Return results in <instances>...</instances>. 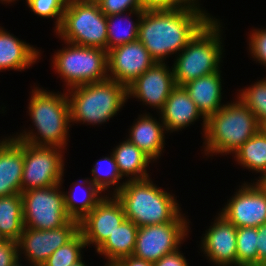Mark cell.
<instances>
[{"instance_id":"obj_43","label":"cell","mask_w":266,"mask_h":266,"mask_svg":"<svg viewBox=\"0 0 266 266\" xmlns=\"http://www.w3.org/2000/svg\"><path fill=\"white\" fill-rule=\"evenodd\" d=\"M87 2H94V3H98L100 0H85Z\"/></svg>"},{"instance_id":"obj_15","label":"cell","mask_w":266,"mask_h":266,"mask_svg":"<svg viewBox=\"0 0 266 266\" xmlns=\"http://www.w3.org/2000/svg\"><path fill=\"white\" fill-rule=\"evenodd\" d=\"M125 219L123 207L116 196L115 201L102 198L79 221V231L82 233L86 245L95 242L98 249Z\"/></svg>"},{"instance_id":"obj_40","label":"cell","mask_w":266,"mask_h":266,"mask_svg":"<svg viewBox=\"0 0 266 266\" xmlns=\"http://www.w3.org/2000/svg\"><path fill=\"white\" fill-rule=\"evenodd\" d=\"M116 264L118 266H154V263L142 260L134 255L123 257L119 259Z\"/></svg>"},{"instance_id":"obj_1","label":"cell","mask_w":266,"mask_h":266,"mask_svg":"<svg viewBox=\"0 0 266 266\" xmlns=\"http://www.w3.org/2000/svg\"><path fill=\"white\" fill-rule=\"evenodd\" d=\"M140 20L138 39L151 57L162 63L165 55L185 48L210 19L188 5L172 10H144Z\"/></svg>"},{"instance_id":"obj_12","label":"cell","mask_w":266,"mask_h":266,"mask_svg":"<svg viewBox=\"0 0 266 266\" xmlns=\"http://www.w3.org/2000/svg\"><path fill=\"white\" fill-rule=\"evenodd\" d=\"M79 232V221L71 219L64 226L50 230L24 227L17 245L23 246L34 266H42L59 247L69 242Z\"/></svg>"},{"instance_id":"obj_35","label":"cell","mask_w":266,"mask_h":266,"mask_svg":"<svg viewBox=\"0 0 266 266\" xmlns=\"http://www.w3.org/2000/svg\"><path fill=\"white\" fill-rule=\"evenodd\" d=\"M17 242L7 240L0 244V266H12L18 261Z\"/></svg>"},{"instance_id":"obj_17","label":"cell","mask_w":266,"mask_h":266,"mask_svg":"<svg viewBox=\"0 0 266 266\" xmlns=\"http://www.w3.org/2000/svg\"><path fill=\"white\" fill-rule=\"evenodd\" d=\"M24 142L18 139L0 143V197L21 194Z\"/></svg>"},{"instance_id":"obj_8","label":"cell","mask_w":266,"mask_h":266,"mask_svg":"<svg viewBox=\"0 0 266 266\" xmlns=\"http://www.w3.org/2000/svg\"><path fill=\"white\" fill-rule=\"evenodd\" d=\"M73 45L55 55V66L70 86L90 84L107 79V51L101 48Z\"/></svg>"},{"instance_id":"obj_36","label":"cell","mask_w":266,"mask_h":266,"mask_svg":"<svg viewBox=\"0 0 266 266\" xmlns=\"http://www.w3.org/2000/svg\"><path fill=\"white\" fill-rule=\"evenodd\" d=\"M250 45L254 56L266 64V30L253 33Z\"/></svg>"},{"instance_id":"obj_28","label":"cell","mask_w":266,"mask_h":266,"mask_svg":"<svg viewBox=\"0 0 266 266\" xmlns=\"http://www.w3.org/2000/svg\"><path fill=\"white\" fill-rule=\"evenodd\" d=\"M85 245L79 231L69 242L53 252L42 266H71L81 260L80 249Z\"/></svg>"},{"instance_id":"obj_45","label":"cell","mask_w":266,"mask_h":266,"mask_svg":"<svg viewBox=\"0 0 266 266\" xmlns=\"http://www.w3.org/2000/svg\"><path fill=\"white\" fill-rule=\"evenodd\" d=\"M261 128L266 132V123Z\"/></svg>"},{"instance_id":"obj_7","label":"cell","mask_w":266,"mask_h":266,"mask_svg":"<svg viewBox=\"0 0 266 266\" xmlns=\"http://www.w3.org/2000/svg\"><path fill=\"white\" fill-rule=\"evenodd\" d=\"M30 113L44 143L36 141L34 135H25L16 139L35 146L62 147L67 136V125L70 121L69 99L64 96L36 90L33 93ZM46 143V144H45Z\"/></svg>"},{"instance_id":"obj_37","label":"cell","mask_w":266,"mask_h":266,"mask_svg":"<svg viewBox=\"0 0 266 266\" xmlns=\"http://www.w3.org/2000/svg\"><path fill=\"white\" fill-rule=\"evenodd\" d=\"M189 1L191 0H142V7L143 10H172L179 8L180 3Z\"/></svg>"},{"instance_id":"obj_2","label":"cell","mask_w":266,"mask_h":266,"mask_svg":"<svg viewBox=\"0 0 266 266\" xmlns=\"http://www.w3.org/2000/svg\"><path fill=\"white\" fill-rule=\"evenodd\" d=\"M116 197L126 215L138 227L164 224L167 222H185L178 215L174 198L153 186L147 179L129 180L116 191Z\"/></svg>"},{"instance_id":"obj_3","label":"cell","mask_w":266,"mask_h":266,"mask_svg":"<svg viewBox=\"0 0 266 266\" xmlns=\"http://www.w3.org/2000/svg\"><path fill=\"white\" fill-rule=\"evenodd\" d=\"M260 128L255 114L241 100L224 106L206 119L207 149L221 153L236 151Z\"/></svg>"},{"instance_id":"obj_22","label":"cell","mask_w":266,"mask_h":266,"mask_svg":"<svg viewBox=\"0 0 266 266\" xmlns=\"http://www.w3.org/2000/svg\"><path fill=\"white\" fill-rule=\"evenodd\" d=\"M37 55L35 49L0 30V70L24 69L35 62Z\"/></svg>"},{"instance_id":"obj_41","label":"cell","mask_w":266,"mask_h":266,"mask_svg":"<svg viewBox=\"0 0 266 266\" xmlns=\"http://www.w3.org/2000/svg\"><path fill=\"white\" fill-rule=\"evenodd\" d=\"M5 241H7L6 238L0 232V244L4 243Z\"/></svg>"},{"instance_id":"obj_16","label":"cell","mask_w":266,"mask_h":266,"mask_svg":"<svg viewBox=\"0 0 266 266\" xmlns=\"http://www.w3.org/2000/svg\"><path fill=\"white\" fill-rule=\"evenodd\" d=\"M176 86L173 70L169 73L164 64L156 62L127 87V94H135L142 101L162 110Z\"/></svg>"},{"instance_id":"obj_39","label":"cell","mask_w":266,"mask_h":266,"mask_svg":"<svg viewBox=\"0 0 266 266\" xmlns=\"http://www.w3.org/2000/svg\"><path fill=\"white\" fill-rule=\"evenodd\" d=\"M257 252H258V266L266 261V223L257 227Z\"/></svg>"},{"instance_id":"obj_29","label":"cell","mask_w":266,"mask_h":266,"mask_svg":"<svg viewBox=\"0 0 266 266\" xmlns=\"http://www.w3.org/2000/svg\"><path fill=\"white\" fill-rule=\"evenodd\" d=\"M240 96L241 101L255 114L262 127L266 123V80L243 91Z\"/></svg>"},{"instance_id":"obj_31","label":"cell","mask_w":266,"mask_h":266,"mask_svg":"<svg viewBox=\"0 0 266 266\" xmlns=\"http://www.w3.org/2000/svg\"><path fill=\"white\" fill-rule=\"evenodd\" d=\"M119 14H113L106 16L107 17V51L117 47L119 45H124L126 43H131L132 41H135L138 39V31H139V24H131L130 22V27L127 29H123L124 31L118 30L115 31L113 26V18H117ZM115 24V23H114ZM133 25V26H132ZM117 27V25H116ZM121 31V32H119Z\"/></svg>"},{"instance_id":"obj_20","label":"cell","mask_w":266,"mask_h":266,"mask_svg":"<svg viewBox=\"0 0 266 266\" xmlns=\"http://www.w3.org/2000/svg\"><path fill=\"white\" fill-rule=\"evenodd\" d=\"M168 130L180 129L193 122L201 112L183 86H176L161 110Z\"/></svg>"},{"instance_id":"obj_30","label":"cell","mask_w":266,"mask_h":266,"mask_svg":"<svg viewBox=\"0 0 266 266\" xmlns=\"http://www.w3.org/2000/svg\"><path fill=\"white\" fill-rule=\"evenodd\" d=\"M91 186L89 187V192L87 198L85 196V200L81 201V206H77L75 203L74 196H66L64 195L65 201V209L71 219H75L77 221L82 220L96 205L102 198H96L97 193L100 192L98 187L89 183Z\"/></svg>"},{"instance_id":"obj_23","label":"cell","mask_w":266,"mask_h":266,"mask_svg":"<svg viewBox=\"0 0 266 266\" xmlns=\"http://www.w3.org/2000/svg\"><path fill=\"white\" fill-rule=\"evenodd\" d=\"M24 230L21 194L0 197V232L6 240L18 241Z\"/></svg>"},{"instance_id":"obj_26","label":"cell","mask_w":266,"mask_h":266,"mask_svg":"<svg viewBox=\"0 0 266 266\" xmlns=\"http://www.w3.org/2000/svg\"><path fill=\"white\" fill-rule=\"evenodd\" d=\"M236 154L245 167L264 172L260 182L266 177V132L262 128L237 149Z\"/></svg>"},{"instance_id":"obj_33","label":"cell","mask_w":266,"mask_h":266,"mask_svg":"<svg viewBox=\"0 0 266 266\" xmlns=\"http://www.w3.org/2000/svg\"><path fill=\"white\" fill-rule=\"evenodd\" d=\"M101 11L106 15L119 14L131 6V12H136L141 17L143 14L142 0H100L98 2ZM133 10V11H132Z\"/></svg>"},{"instance_id":"obj_13","label":"cell","mask_w":266,"mask_h":266,"mask_svg":"<svg viewBox=\"0 0 266 266\" xmlns=\"http://www.w3.org/2000/svg\"><path fill=\"white\" fill-rule=\"evenodd\" d=\"M108 69L112 80L128 87L141 74L151 68L156 61L139 39L119 45L107 51Z\"/></svg>"},{"instance_id":"obj_19","label":"cell","mask_w":266,"mask_h":266,"mask_svg":"<svg viewBox=\"0 0 266 266\" xmlns=\"http://www.w3.org/2000/svg\"><path fill=\"white\" fill-rule=\"evenodd\" d=\"M220 80L218 70L217 72L193 79L182 85L188 92L189 97L197 105L201 115H203L204 126H206V119L221 109Z\"/></svg>"},{"instance_id":"obj_25","label":"cell","mask_w":266,"mask_h":266,"mask_svg":"<svg viewBox=\"0 0 266 266\" xmlns=\"http://www.w3.org/2000/svg\"><path fill=\"white\" fill-rule=\"evenodd\" d=\"M117 164L118 172L123 176V173L136 174L140 173V176L133 180L147 179V173L145 168L150 161V158L141 151L135 144H132L129 140L122 143L112 154Z\"/></svg>"},{"instance_id":"obj_32","label":"cell","mask_w":266,"mask_h":266,"mask_svg":"<svg viewBox=\"0 0 266 266\" xmlns=\"http://www.w3.org/2000/svg\"><path fill=\"white\" fill-rule=\"evenodd\" d=\"M69 0H27L34 13L43 17H58L57 29L62 23L63 13Z\"/></svg>"},{"instance_id":"obj_34","label":"cell","mask_w":266,"mask_h":266,"mask_svg":"<svg viewBox=\"0 0 266 266\" xmlns=\"http://www.w3.org/2000/svg\"><path fill=\"white\" fill-rule=\"evenodd\" d=\"M104 161L108 162V165H109L108 166L109 171H107L106 179H102V177L99 178L98 176L101 171L103 172V170L100 168L101 166L100 162L96 163L97 168L95 167L94 169H92V174L94 175V179H92L91 182L95 184L100 191H102L103 189H106L108 185L116 184L117 181L121 178V175L118 172V168H117V164L115 162L114 156H112L111 158H104Z\"/></svg>"},{"instance_id":"obj_46","label":"cell","mask_w":266,"mask_h":266,"mask_svg":"<svg viewBox=\"0 0 266 266\" xmlns=\"http://www.w3.org/2000/svg\"><path fill=\"white\" fill-rule=\"evenodd\" d=\"M109 266H118L116 263H109Z\"/></svg>"},{"instance_id":"obj_44","label":"cell","mask_w":266,"mask_h":266,"mask_svg":"<svg viewBox=\"0 0 266 266\" xmlns=\"http://www.w3.org/2000/svg\"><path fill=\"white\" fill-rule=\"evenodd\" d=\"M261 183L266 187V177L261 181Z\"/></svg>"},{"instance_id":"obj_4","label":"cell","mask_w":266,"mask_h":266,"mask_svg":"<svg viewBox=\"0 0 266 266\" xmlns=\"http://www.w3.org/2000/svg\"><path fill=\"white\" fill-rule=\"evenodd\" d=\"M74 88L69 102L70 119L74 121L104 122L116 114L127 99V87L110 77Z\"/></svg>"},{"instance_id":"obj_6","label":"cell","mask_w":266,"mask_h":266,"mask_svg":"<svg viewBox=\"0 0 266 266\" xmlns=\"http://www.w3.org/2000/svg\"><path fill=\"white\" fill-rule=\"evenodd\" d=\"M56 30L67 43L107 51V17L98 3L69 0Z\"/></svg>"},{"instance_id":"obj_42","label":"cell","mask_w":266,"mask_h":266,"mask_svg":"<svg viewBox=\"0 0 266 266\" xmlns=\"http://www.w3.org/2000/svg\"><path fill=\"white\" fill-rule=\"evenodd\" d=\"M71 266H85L84 263H82V261H78L77 263L71 265Z\"/></svg>"},{"instance_id":"obj_38","label":"cell","mask_w":266,"mask_h":266,"mask_svg":"<svg viewBox=\"0 0 266 266\" xmlns=\"http://www.w3.org/2000/svg\"><path fill=\"white\" fill-rule=\"evenodd\" d=\"M154 266H188L185 258L178 251L164 255L154 263Z\"/></svg>"},{"instance_id":"obj_21","label":"cell","mask_w":266,"mask_h":266,"mask_svg":"<svg viewBox=\"0 0 266 266\" xmlns=\"http://www.w3.org/2000/svg\"><path fill=\"white\" fill-rule=\"evenodd\" d=\"M138 226L129 219H125L107 240L97 249L109 257L111 263L133 255Z\"/></svg>"},{"instance_id":"obj_48","label":"cell","mask_w":266,"mask_h":266,"mask_svg":"<svg viewBox=\"0 0 266 266\" xmlns=\"http://www.w3.org/2000/svg\"><path fill=\"white\" fill-rule=\"evenodd\" d=\"M260 266H266V261L263 264H261Z\"/></svg>"},{"instance_id":"obj_18","label":"cell","mask_w":266,"mask_h":266,"mask_svg":"<svg viewBox=\"0 0 266 266\" xmlns=\"http://www.w3.org/2000/svg\"><path fill=\"white\" fill-rule=\"evenodd\" d=\"M236 236L237 228L221 215L218 222L204 237V251L216 264L224 266L234 263L237 265Z\"/></svg>"},{"instance_id":"obj_47","label":"cell","mask_w":266,"mask_h":266,"mask_svg":"<svg viewBox=\"0 0 266 266\" xmlns=\"http://www.w3.org/2000/svg\"><path fill=\"white\" fill-rule=\"evenodd\" d=\"M18 261H16L12 266H19V264H17Z\"/></svg>"},{"instance_id":"obj_5","label":"cell","mask_w":266,"mask_h":266,"mask_svg":"<svg viewBox=\"0 0 266 266\" xmlns=\"http://www.w3.org/2000/svg\"><path fill=\"white\" fill-rule=\"evenodd\" d=\"M210 20L196 33L177 59L173 76L177 86L218 71L221 46L218 26Z\"/></svg>"},{"instance_id":"obj_11","label":"cell","mask_w":266,"mask_h":266,"mask_svg":"<svg viewBox=\"0 0 266 266\" xmlns=\"http://www.w3.org/2000/svg\"><path fill=\"white\" fill-rule=\"evenodd\" d=\"M185 222H167L138 227L133 255L155 263L174 252L185 233Z\"/></svg>"},{"instance_id":"obj_24","label":"cell","mask_w":266,"mask_h":266,"mask_svg":"<svg viewBox=\"0 0 266 266\" xmlns=\"http://www.w3.org/2000/svg\"><path fill=\"white\" fill-rule=\"evenodd\" d=\"M150 117H143L132 128L129 141L135 144L150 159L156 158L163 148V130Z\"/></svg>"},{"instance_id":"obj_9","label":"cell","mask_w":266,"mask_h":266,"mask_svg":"<svg viewBox=\"0 0 266 266\" xmlns=\"http://www.w3.org/2000/svg\"><path fill=\"white\" fill-rule=\"evenodd\" d=\"M57 188L58 185H54L21 193L24 227L50 230L62 227L71 220L65 209L64 194H59Z\"/></svg>"},{"instance_id":"obj_14","label":"cell","mask_w":266,"mask_h":266,"mask_svg":"<svg viewBox=\"0 0 266 266\" xmlns=\"http://www.w3.org/2000/svg\"><path fill=\"white\" fill-rule=\"evenodd\" d=\"M256 185L241 189L221 214L236 228L266 223V187L260 181Z\"/></svg>"},{"instance_id":"obj_27","label":"cell","mask_w":266,"mask_h":266,"mask_svg":"<svg viewBox=\"0 0 266 266\" xmlns=\"http://www.w3.org/2000/svg\"><path fill=\"white\" fill-rule=\"evenodd\" d=\"M257 235L255 227L237 228V265L258 266Z\"/></svg>"},{"instance_id":"obj_10","label":"cell","mask_w":266,"mask_h":266,"mask_svg":"<svg viewBox=\"0 0 266 266\" xmlns=\"http://www.w3.org/2000/svg\"><path fill=\"white\" fill-rule=\"evenodd\" d=\"M51 148L54 147L24 143L22 192L59 185L63 172L62 159L61 155Z\"/></svg>"}]
</instances>
